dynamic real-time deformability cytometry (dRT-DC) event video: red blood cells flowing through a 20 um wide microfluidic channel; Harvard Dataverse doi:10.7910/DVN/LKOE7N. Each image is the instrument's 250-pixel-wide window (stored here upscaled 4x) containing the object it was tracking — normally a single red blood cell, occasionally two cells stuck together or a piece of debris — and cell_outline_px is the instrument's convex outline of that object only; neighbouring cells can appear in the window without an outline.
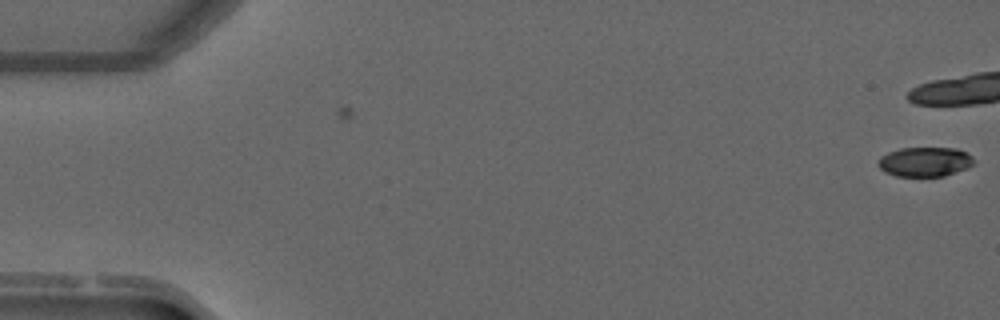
{"species": "common noctule bat (a hibernating species)", "species_latin": "Nyctalus noctula", "temperature_condition": "warm", "stored_images_in_passage": 3, "camera_frame_rate_fps": 3000, "um_per_image_px": 0.085, "animal": {"sex": "male", "forearm_length_mm": 52.5}, "frame": {"image": 1, "passage_image": 3, "time_ms": 0.667, "image_size_px": [1000, 320], "cell_outline_px": [[972, 164], [964, 168], [944, 176], [896, 176], [884, 172], [876, 164], [880, 156], [888, 152], [900, 148], [956, 148], [972, 156]], "centroid_in_image_um": [78.53, 13.75], "position_along_channel_um": 6.5, "area_um2": 16.3}}